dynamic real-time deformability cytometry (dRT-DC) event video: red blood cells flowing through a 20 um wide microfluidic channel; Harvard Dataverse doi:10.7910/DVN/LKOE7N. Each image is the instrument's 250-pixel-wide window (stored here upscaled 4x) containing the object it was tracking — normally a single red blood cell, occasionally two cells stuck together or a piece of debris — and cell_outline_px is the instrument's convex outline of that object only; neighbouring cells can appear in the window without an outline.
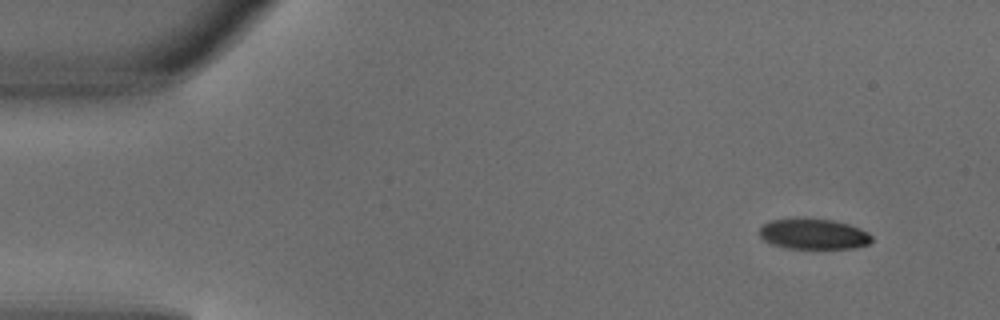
{"species": "common noctule bat (a hibernating species)", "species_latin": "Nyctalus noctula", "temperature_condition": "warm", "stored_images_in_passage": 5, "camera_frame_rate_fps": 3000, "um_per_image_px": 0.085, "animal": {"sex": "male", "body_mass_g": 18.8}, "frame": {"image": 1, "passage_image": 1, "time_ms": 0.0, "image_size_px": [1000, 320], "cell_outline_px": [[872, 240], [868, 244], [852, 248], [788, 248], [772, 244], [764, 240], [760, 236], [760, 228], [768, 220], [796, 216], [832, 220], [848, 224], [860, 228], [868, 232], [872, 236]], "centroid_in_image_um": [69.12, 19.85], "position_along_channel_um": 15.9, "area_um2": 20.35}}
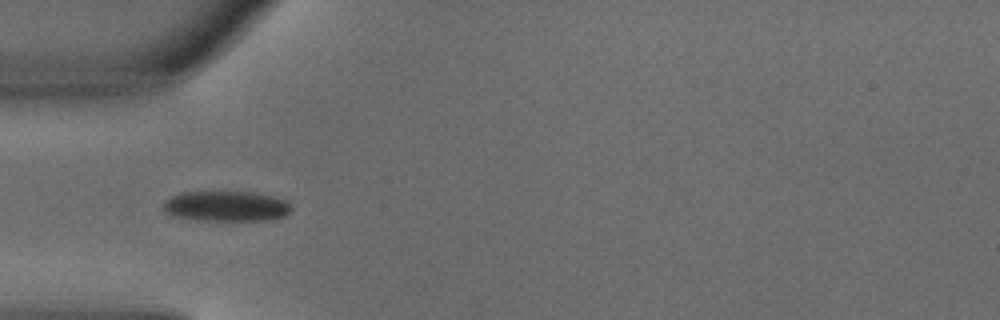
{"frame": {"image": 2, "passage_image": 4, "time_ms": 1.0, "image_size_px": [1000, 320], "cell_outline_px": [[292, 208], [284, 216], [272, 220], [196, 220], [172, 216], [164, 212], [164, 200], [180, 192], [256, 192], [272, 196], [284, 200]], "centroid_in_image_um": [19.19, 17.53], "position_along_channel_um": 65.8, "area_um2": 22.66}}
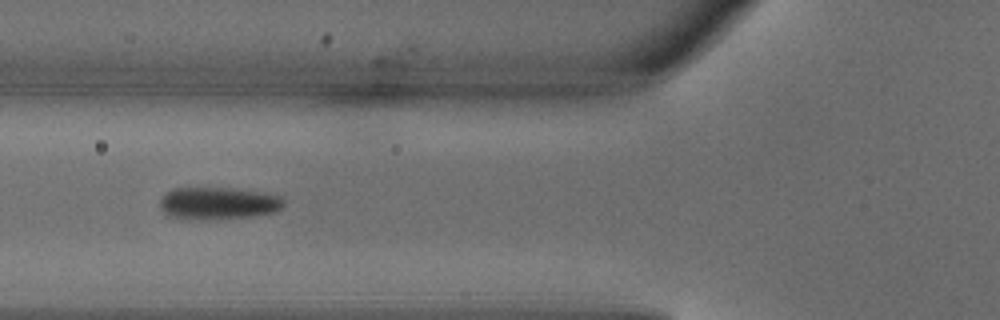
{"frame": {"image": 3, "passage_image": 5, "time_ms": 1.333, "image_size_px": [1000, 320], "cell_outline_px": [[284, 204], [276, 212], [256, 216], [208, 220], [176, 220], [168, 216], [160, 208], [160, 200], [172, 188], [232, 188], [260, 192], [280, 196], [284, 200]], "centroid_in_image_um": [18.51, 17.31], "position_along_channel_um": 107.3, "area_um2": 23.76}}